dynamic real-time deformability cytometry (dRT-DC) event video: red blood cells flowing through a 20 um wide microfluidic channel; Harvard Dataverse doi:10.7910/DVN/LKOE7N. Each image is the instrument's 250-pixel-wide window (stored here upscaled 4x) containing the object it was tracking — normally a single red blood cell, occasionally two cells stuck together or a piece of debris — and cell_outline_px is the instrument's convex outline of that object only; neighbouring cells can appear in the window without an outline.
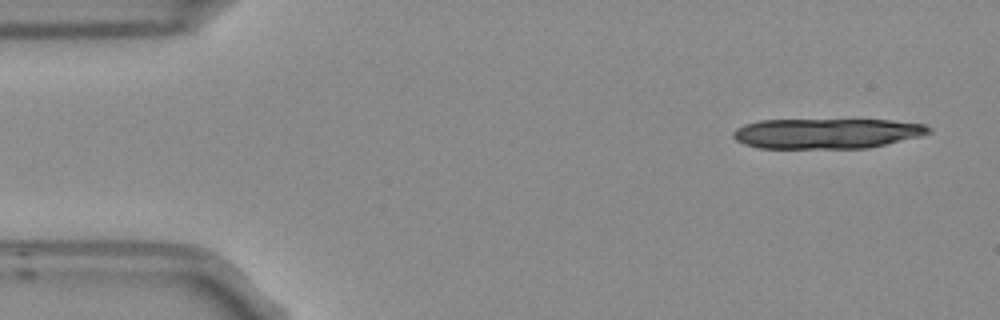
{"species": "Egyptian fruit bat (a non-hibernating species)", "species_latin": "Rousettus aegyptiacus", "temperature_condition": "room temperature", "stored_images_in_passage": 6, "camera_frame_rate_fps": 3000, "um_per_image_px": 0.085, "frame": {"image": 1, "passage_image": 1, "time_ms": 0.0, "image_size_px": [1000, 320], "cell_outline_px": [[932, 132], [920, 136], [868, 148], [760, 148], [744, 144], [736, 140], [732, 136], [732, 132], [736, 128], [744, 124], [760, 120], [892, 120], [924, 124], [932, 128]], "centroid_in_image_um": [70.26, 11.34], "position_along_channel_um": 14.7, "area_um2": 34.45}}
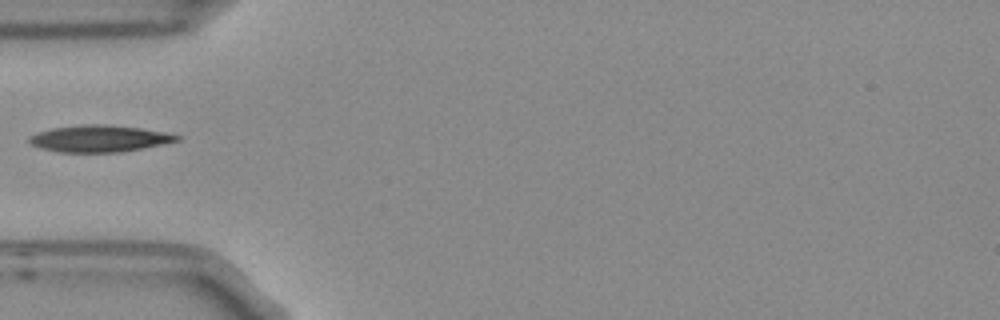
{"frame": {"image": 2, "passage_image": 5, "time_ms": 1.333, "image_size_px": [1000, 320], "cell_outline_px": [[180, 140], [120, 152], [60, 152], [40, 148], [32, 144], [28, 140], [28, 136], [36, 132], [52, 128], [84, 124], [108, 124], [140, 128], [164, 132], [180, 136]], "centroid_in_image_um": [8.38, 11.77], "position_along_channel_um": 76.6, "area_um2": 22.83}}